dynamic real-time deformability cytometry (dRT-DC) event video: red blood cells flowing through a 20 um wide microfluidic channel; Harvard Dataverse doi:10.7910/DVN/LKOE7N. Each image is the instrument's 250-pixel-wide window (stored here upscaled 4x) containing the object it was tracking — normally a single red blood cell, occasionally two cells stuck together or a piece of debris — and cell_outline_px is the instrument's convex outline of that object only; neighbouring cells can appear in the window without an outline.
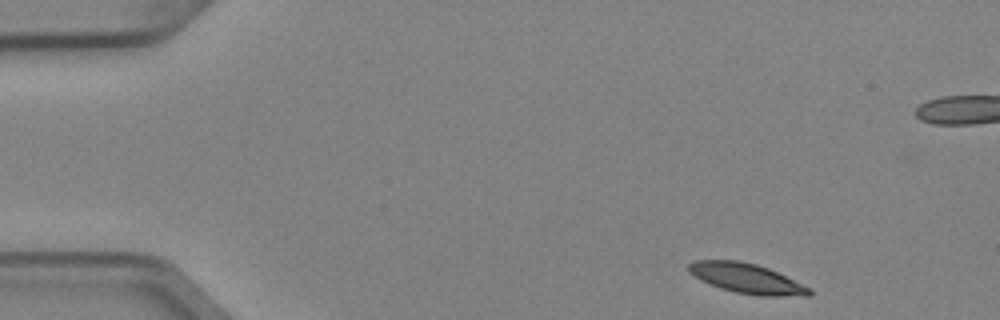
{"species": "Egyptian fruit bat (a non-hibernating species)", "species_latin": "Rousettus aegyptiacus", "temperature_condition": "cold", "stored_images_in_passage": 4, "camera_frame_rate_fps": 3000, "um_per_image_px": 0.085, "animal": {"sex": "female"}, "frame": {"image": 1, "passage_image": 1, "time_ms": 0.0, "image_size_px": [1000, 320], "cell_outline_px": [[812, 296], [760, 296], [736, 292], [720, 288], [708, 284], [700, 280], [688, 272], [688, 264], [692, 260], [740, 260], [756, 264], [768, 268], [812, 288]], "centroid_in_image_um": [63.47, 23.67], "position_along_channel_um": 21.5, "area_um2": 21.27}}